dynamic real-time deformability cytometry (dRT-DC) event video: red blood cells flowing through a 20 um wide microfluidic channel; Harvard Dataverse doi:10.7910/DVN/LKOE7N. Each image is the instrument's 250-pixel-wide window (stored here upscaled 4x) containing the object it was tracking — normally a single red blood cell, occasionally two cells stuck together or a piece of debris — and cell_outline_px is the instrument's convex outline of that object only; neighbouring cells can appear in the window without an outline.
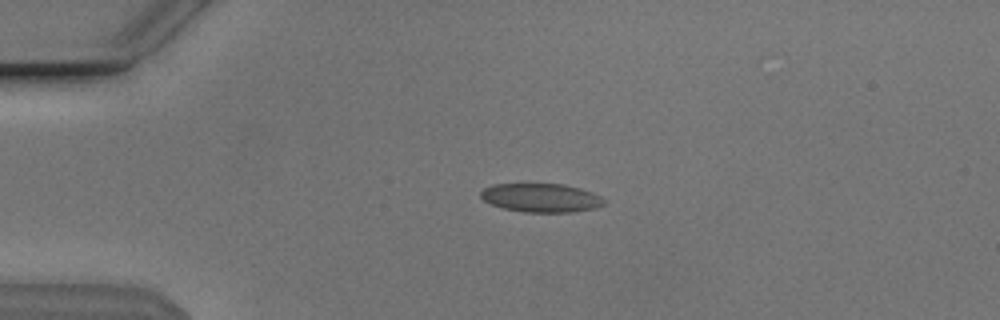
{"species": "Egyptian fruit bat (a non-hibernating species)", "species_latin": "Rousettus aegyptiacus", "temperature_condition": "cold", "stored_images_in_passage": 44, "camera_frame_rate_fps": 3000, "um_per_image_px": 0.085, "animal": {"sex": "male"}, "frame": {"image": 1, "passage_image": 3, "time_ms": 0.667, "image_size_px": [1000, 320], "cell_outline_px": [[604, 204], [592, 208], [572, 212], [524, 212], [504, 208], [492, 204], [484, 200], [480, 196], [480, 192], [484, 188], [496, 184], [564, 184], [580, 188], [592, 192], [600, 196], [604, 200]], "centroid_in_image_um": [45.98, 16.81], "position_along_channel_um": 39.0, "area_um2": 20.4}}
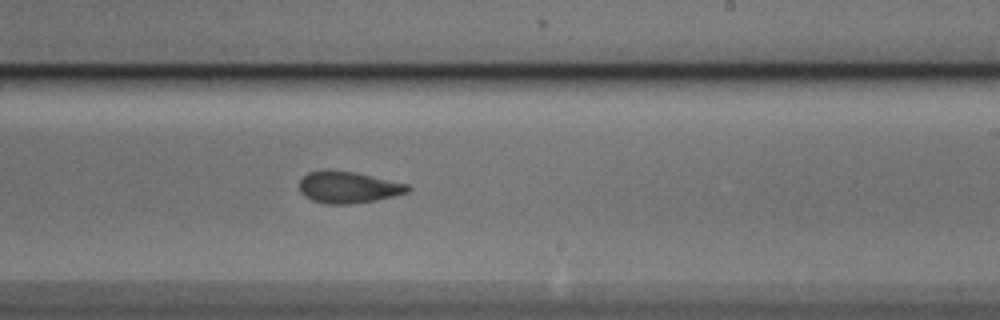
{"frame": {"image": 2, "passage_image": 23, "time_ms": 7.333, "image_size_px": [1000, 320], "cell_outline_px": [[412, 188], [408, 192], [376, 200], [352, 204], [328, 204], [312, 200], [304, 196], [300, 192], [300, 180], [308, 172], [356, 172], [408, 184]], "centroid_in_image_um": [29.63, 15.95], "position_along_channel_um": 259.4, "area_um2": 19.54}}
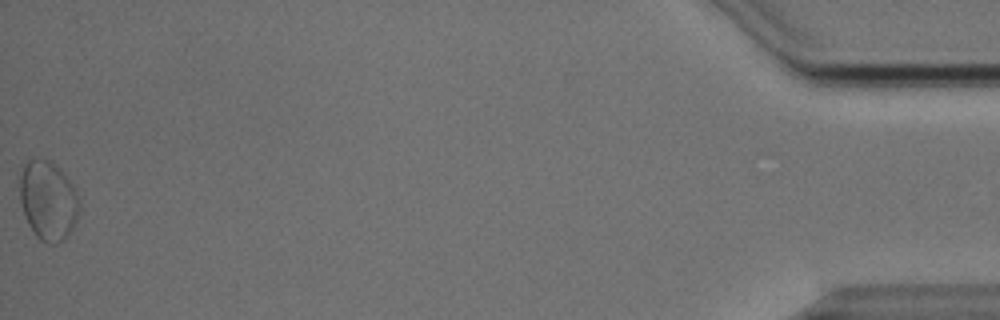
{"frame": {"image": 3, "passage_image": 44, "time_ms": 14.333, "image_size_px": [1000, 320], "cell_outline_px": [[80, 208], [76, 220], [72, 228], [64, 240], [56, 244], [48, 244], [40, 240], [36, 236], [28, 224], [20, 200], [20, 172], [24, 164], [28, 160], [52, 160], [60, 168], [72, 184], [80, 200]], "centroid_in_image_um": [4.1, 17.05], "position_along_channel_um": 431.1, "area_um2": 27.57}, "authors_computed_cell_mechanics": {"area_um2": 19.941, "velocity_mm_per_s": 3.8453, "shape_relaxation_time_tau1_ms": null, "shape_relaxation_time_tau2_ms": 1.9206, "deformation_change_tau1": null, "deformation_change_tau2": 0.0798}}